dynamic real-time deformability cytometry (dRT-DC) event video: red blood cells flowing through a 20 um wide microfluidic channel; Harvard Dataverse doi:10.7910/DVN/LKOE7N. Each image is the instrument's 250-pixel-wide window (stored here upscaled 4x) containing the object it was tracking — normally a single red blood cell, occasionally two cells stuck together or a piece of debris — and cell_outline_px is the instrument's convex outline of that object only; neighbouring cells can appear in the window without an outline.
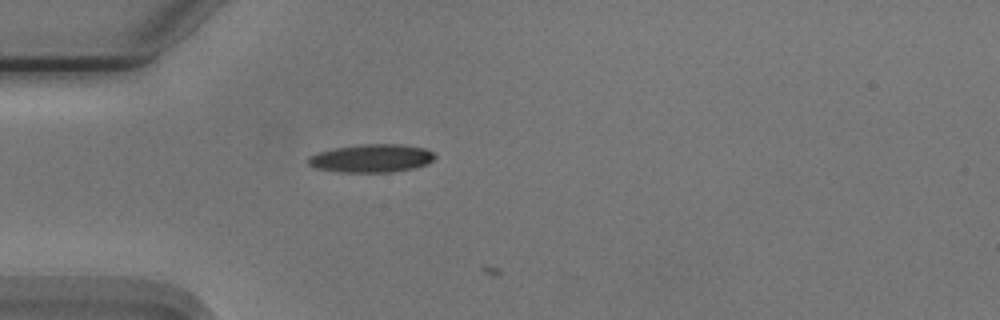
{"species": "Egyptian fruit bat (a non-hibernating species)", "species_latin": "Rousettus aegyptiacus", "temperature_condition": "cold", "stored_images_in_passage": 3, "camera_frame_rate_fps": 3000, "um_per_image_px": 0.085, "animal": {"sex": "male"}, "frame": {"image": 1, "passage_image": 2, "time_ms": 0.333, "image_size_px": [1000, 320], "cell_outline_px": [[436, 156], [428, 164], [416, 168], [392, 172], [340, 172], [316, 168], [308, 164], [308, 156], [320, 152], [336, 148], [364, 144], [400, 144], [424, 148], [432, 152]], "centroid_in_image_um": [31.61, 13.46], "position_along_channel_um": 53.4, "area_um2": 20.69}}